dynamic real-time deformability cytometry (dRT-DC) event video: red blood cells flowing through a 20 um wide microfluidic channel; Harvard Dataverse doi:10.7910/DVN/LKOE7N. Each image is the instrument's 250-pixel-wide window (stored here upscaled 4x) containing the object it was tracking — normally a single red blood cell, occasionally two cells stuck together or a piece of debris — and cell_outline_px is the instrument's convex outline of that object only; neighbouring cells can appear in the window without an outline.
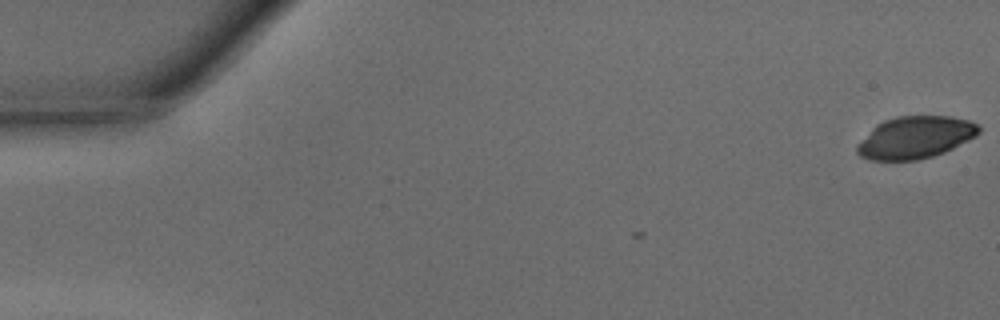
{"species": "common noctule bat (a hibernating species)", "species_latin": "Nyctalus noctula", "temperature_condition": "warm", "stored_images_in_passage": 7, "camera_frame_rate_fps": 3000, "um_per_image_px": 0.085, "animal": {"sex": "male", "body_mass_g": 15.6}, "frame": {"image": 1, "passage_image": 1, "time_ms": 0.0, "image_size_px": [1000, 320], "cell_outline_px": [[980, 132], [976, 136], [944, 152], [932, 156], [916, 160], [868, 160], [860, 156], [856, 152], [856, 144], [876, 124], [884, 120], [896, 116], [952, 116], [968, 120], [980, 124]], "centroid_in_image_um": [77.78, 11.67], "position_along_channel_um": 7.2, "area_um2": 30.06}}